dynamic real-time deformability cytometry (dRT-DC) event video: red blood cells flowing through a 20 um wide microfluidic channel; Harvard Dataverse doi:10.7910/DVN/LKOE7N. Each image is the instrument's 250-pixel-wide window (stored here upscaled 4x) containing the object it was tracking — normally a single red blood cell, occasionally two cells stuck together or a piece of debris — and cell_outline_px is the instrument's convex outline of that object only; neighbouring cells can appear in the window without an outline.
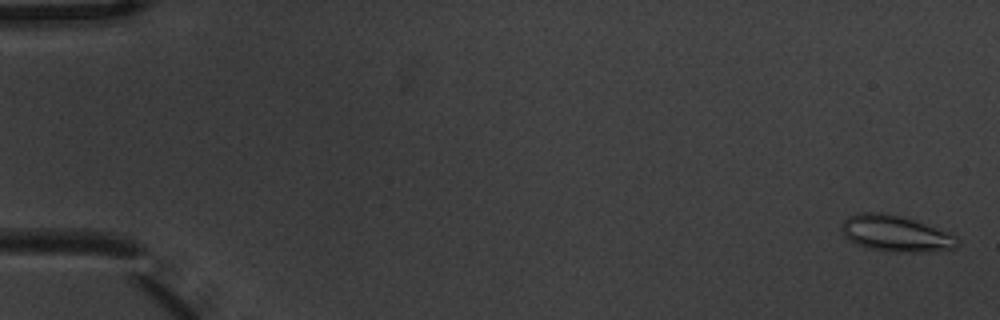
{"species": "common noctule bat (a hibernating species)", "species_latin": "Nyctalus noctula", "temperature_condition": "warm", "stored_images_in_passage": 7, "camera_frame_rate_fps": 3000, "um_per_image_px": 0.085, "animal": {"sex": "male", "body_mass_g": 20.1, "forearm_length_mm": 53.5}, "frame": {"image": 1, "passage_image": 1, "time_ms": 0.0, "image_size_px": [1000, 320], "cell_outline_px": [[960, 244], [956, 248], [928, 252], [888, 252], [868, 248], [856, 244], [848, 240], [840, 232], [840, 224], [848, 216], [856, 212], [884, 212], [904, 216], [916, 220], [956, 236], [960, 240]], "centroid_in_image_um": [76.09, 19.85], "position_along_channel_um": 8.9, "area_um2": 25.03}}
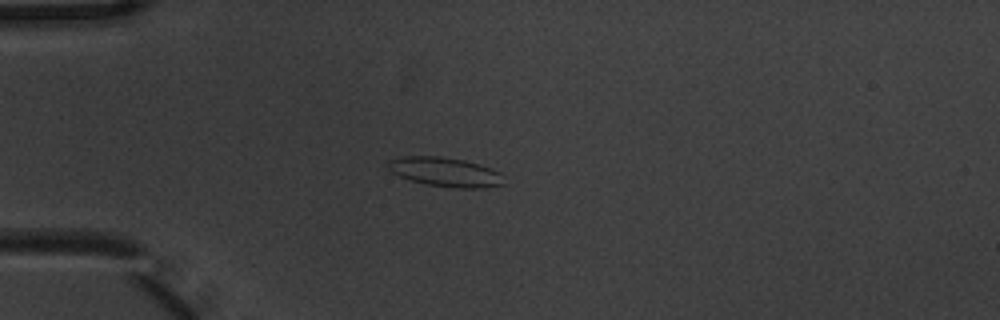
{"frame": {"image": 2, "passage_image": 5, "time_ms": 1.333, "image_size_px": [1000, 320], "cell_outline_px": [[504, 184], [484, 188], [456, 188], [428, 184], [412, 180], [400, 176], [392, 172], [384, 164], [388, 160], [404, 156], [440, 156], [464, 160], [492, 168], [500, 172]], "centroid_in_image_um": [37.83, 14.61], "position_along_channel_um": 47.2, "area_um2": 19.71}}
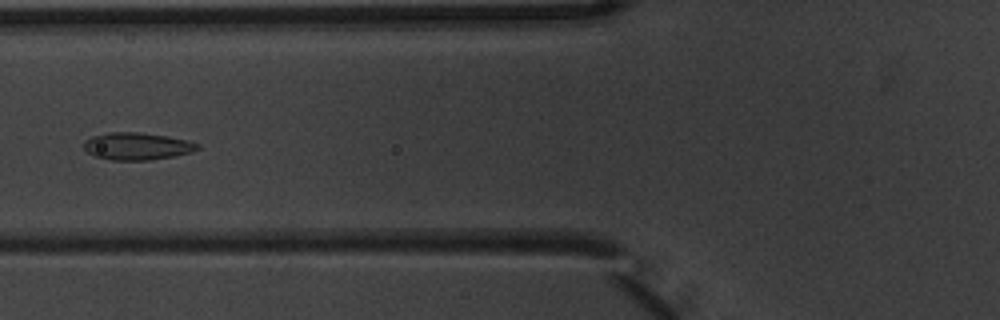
{"frame": {"image": 3, "passage_image": 7, "time_ms": 2.0, "image_size_px": [1000, 320], "cell_outline_px": [[200, 148], [192, 152], [172, 156], [148, 160], [112, 160], [92, 156], [84, 148], [84, 140], [92, 136], [108, 132], [136, 132], [168, 136], [188, 140], [200, 144]], "centroid_in_image_um": [11.64, 12.42], "position_along_channel_um": 114.2, "area_um2": 18.15}}